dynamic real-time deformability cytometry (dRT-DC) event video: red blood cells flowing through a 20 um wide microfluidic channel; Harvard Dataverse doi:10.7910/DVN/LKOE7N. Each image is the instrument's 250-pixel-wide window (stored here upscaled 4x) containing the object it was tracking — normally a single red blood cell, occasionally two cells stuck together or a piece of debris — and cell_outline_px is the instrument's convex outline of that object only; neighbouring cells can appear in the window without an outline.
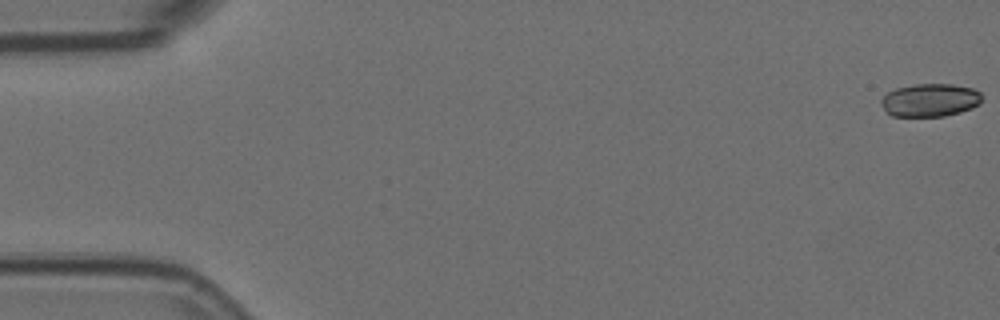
{"species": "Egyptian fruit bat (a non-hibernating species)", "species_latin": "Rousettus aegyptiacus", "temperature_condition": "room temperature", "stored_images_in_passage": 5, "camera_frame_rate_fps": 3000, "um_per_image_px": 0.085, "animal": {"sex": "female"}, "frame": {"image": 1, "passage_image": 1, "time_ms": 0.0, "image_size_px": [1000, 320], "cell_outline_px": [[980, 104], [972, 108], [960, 112], [944, 116], [892, 116], [880, 104], [880, 100], [888, 92], [896, 88], [916, 84], [952, 84], [972, 88], [980, 92]], "centroid_in_image_um": [79.05, 8.51], "position_along_channel_um": 6.0, "area_um2": 19.31}}
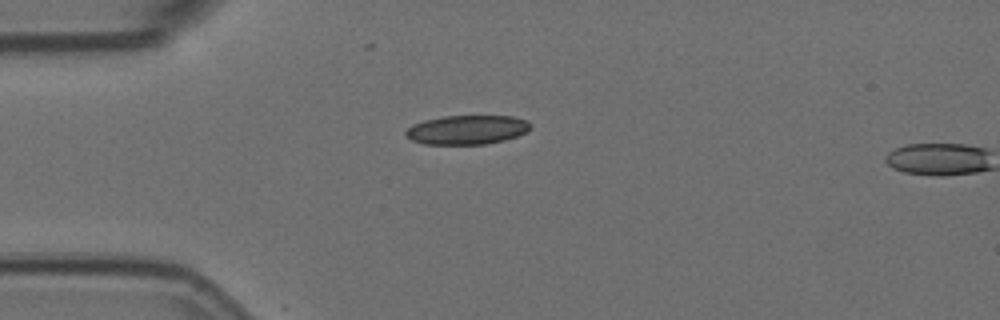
{"frame": {"image": 2, "passage_image": 4, "time_ms": 1.0, "image_size_px": [1000, 320], "cell_outline_px": [[532, 124], [524, 132], [516, 136], [504, 140], [484, 144], [424, 144], [412, 140], [404, 132], [412, 124], [424, 120], [444, 116], [512, 116], [528, 120]], "centroid_in_image_um": [39.68, 11.02], "position_along_channel_um": 45.3, "area_um2": 21.04}}